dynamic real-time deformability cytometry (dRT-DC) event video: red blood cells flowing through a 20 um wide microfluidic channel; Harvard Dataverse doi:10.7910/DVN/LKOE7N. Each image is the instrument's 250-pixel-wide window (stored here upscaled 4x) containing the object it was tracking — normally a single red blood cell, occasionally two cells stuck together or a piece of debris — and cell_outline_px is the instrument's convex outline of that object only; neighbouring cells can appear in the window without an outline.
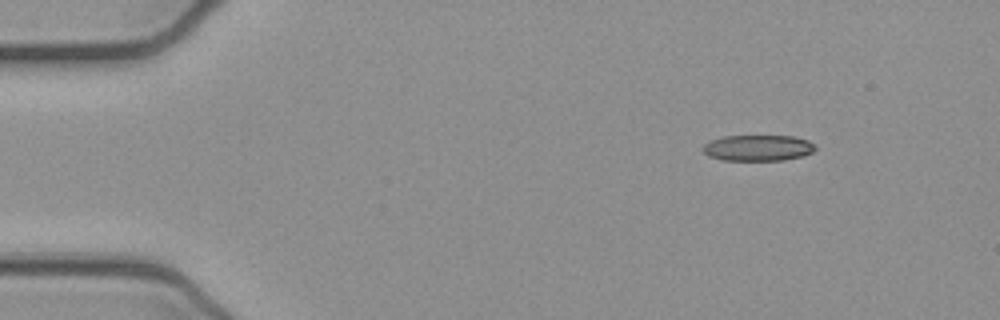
{"species": "common noctule bat (a hibernating species)", "species_latin": "Nyctalus noctula", "temperature_condition": "cold", "stored_images_in_passage": 47, "camera_frame_rate_fps": 3000, "um_per_image_px": 0.085, "animal": {"sex": "female", "body_mass_g": 21.9}, "frame": {"image": 1, "passage_image": 1, "time_ms": 0.0, "image_size_px": [1000, 320], "cell_outline_px": [[816, 148], [812, 152], [804, 156], [784, 160], [724, 160], [708, 156], [704, 152], [704, 144], [712, 140], [724, 136], [796, 136], [808, 140], [816, 144]], "centroid_in_image_um": [64.49, 12.57], "position_along_channel_um": 20.5, "area_um2": 17.05}}
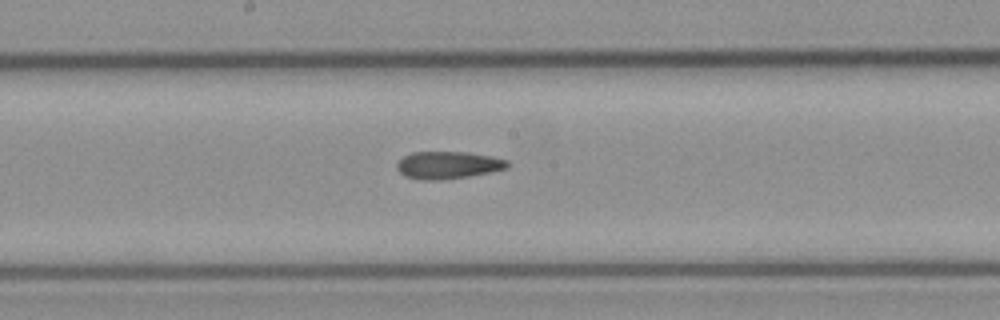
{"frame": {"image": 2, "passage_image": 22, "time_ms": 7.0, "image_size_px": [1000, 320], "cell_outline_px": [[508, 168], [468, 176], [444, 180], [420, 180], [404, 176], [396, 168], [396, 164], [404, 156], [412, 152], [468, 152], [492, 156], [508, 160]], "centroid_in_image_um": [38.06, 14.03], "position_along_channel_um": 210.1, "area_um2": 17.69}}
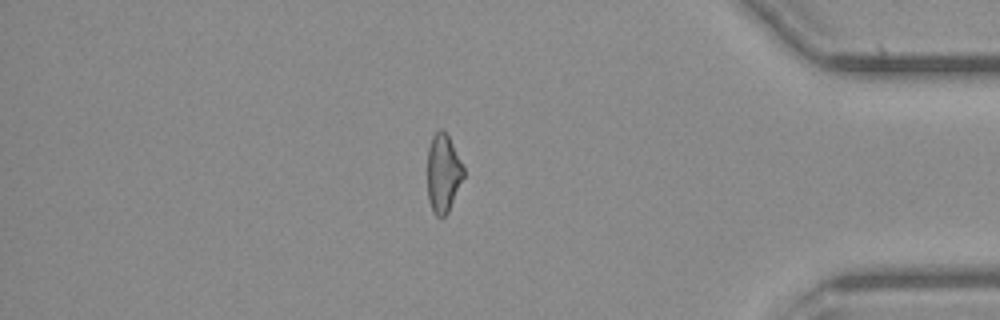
{"frame": {"image": 3, "passage_image": 39, "time_ms": 12.667, "image_size_px": [1000, 320], "cell_outline_px": [[464, 176], [448, 212], [444, 216], [436, 216], [432, 212], [428, 200], [428, 148], [432, 136], [440, 128], [444, 128], [464, 168]], "centroid_in_image_um": [37.66, 14.72], "position_along_channel_um": 397.5, "area_um2": 16.42}, "authors_computed_cell_mechanics": {"area_um2": 17.6868, "velocity_mm_per_s": 3.9163, "shape_relaxation_time_tau1_ms": null, "shape_relaxation_time_tau2_ms": 4.2783, "deformation_change_tau1": null, "deformation_change_tau2": 0.1337}}